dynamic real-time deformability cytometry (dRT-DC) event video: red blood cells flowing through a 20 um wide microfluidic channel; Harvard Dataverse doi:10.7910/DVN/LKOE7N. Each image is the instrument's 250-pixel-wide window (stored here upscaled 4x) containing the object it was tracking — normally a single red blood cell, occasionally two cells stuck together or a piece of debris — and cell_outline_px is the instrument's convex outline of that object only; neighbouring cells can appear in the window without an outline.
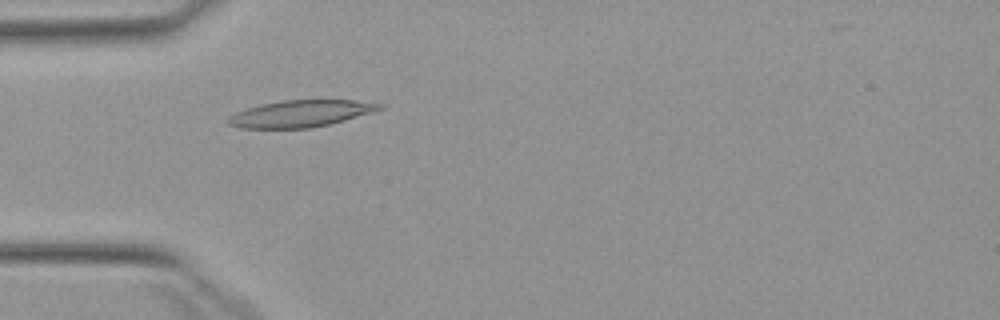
{"species": "Egyptian fruit bat (a non-hibernating species)", "species_latin": "Rousettus aegyptiacus", "temperature_condition": "warm", "stored_images_in_passage": 4, "camera_frame_rate_fps": 3000, "um_per_image_px": 0.085, "animal": {"sex": "female"}, "frame": {"image": 1, "passage_image": 4, "time_ms": 3.667, "image_size_px": [1000, 320], "cell_outline_px": [[384, 108], [372, 112], [344, 120], [312, 128], [240, 128], [228, 124], [224, 120], [228, 116], [236, 112], [248, 108], [280, 100], [356, 100], [384, 104]], "centroid_in_image_um": [25.53, 9.66], "position_along_channel_um": 59.5, "area_um2": 23.58}}